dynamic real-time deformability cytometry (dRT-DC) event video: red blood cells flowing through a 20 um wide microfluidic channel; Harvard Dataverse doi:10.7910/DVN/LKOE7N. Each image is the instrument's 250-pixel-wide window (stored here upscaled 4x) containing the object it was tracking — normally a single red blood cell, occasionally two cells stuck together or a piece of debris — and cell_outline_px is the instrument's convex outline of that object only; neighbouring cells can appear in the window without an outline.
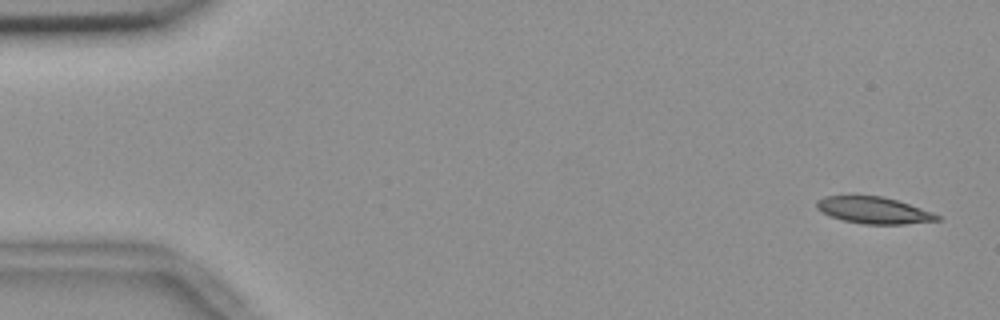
{"species": "common noctule bat (a hibernating species)", "species_latin": "Nyctalus noctula", "temperature_condition": "room temperature", "stored_images_in_passage": 5, "camera_frame_rate_fps": 3000, "um_per_image_px": 0.085, "animal": {"sex": "female", "body_mass_g": 18.4}, "frame": {"image": 1, "passage_image": 1, "time_ms": 0.0, "image_size_px": [1000, 320], "cell_outline_px": [[940, 220], [904, 224], [864, 224], [844, 220], [832, 216], [816, 208], [816, 200], [824, 196], [880, 196], [896, 200], [932, 212], [940, 216]], "centroid_in_image_um": [74.26, 17.87], "position_along_channel_um": 10.7, "area_um2": 18.38}}